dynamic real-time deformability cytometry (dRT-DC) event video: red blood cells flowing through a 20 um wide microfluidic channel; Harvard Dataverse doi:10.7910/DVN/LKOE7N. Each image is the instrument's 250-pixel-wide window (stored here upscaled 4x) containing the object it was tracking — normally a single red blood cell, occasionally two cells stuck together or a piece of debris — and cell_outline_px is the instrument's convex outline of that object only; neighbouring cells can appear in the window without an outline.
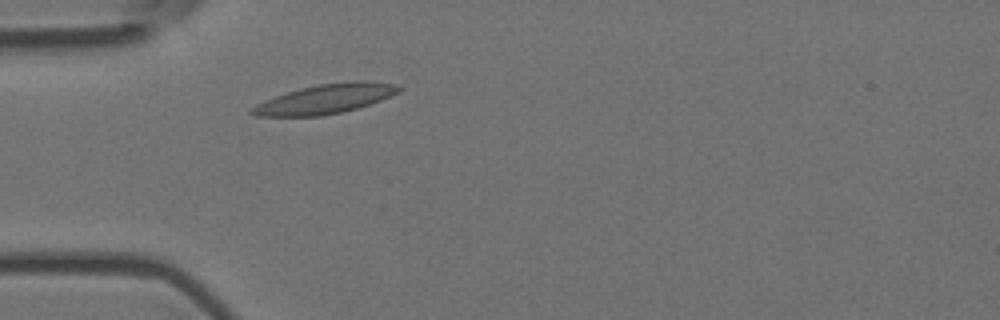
{"species": "Egyptian fruit bat (a non-hibernating species)", "species_latin": "Rousettus aegyptiacus", "temperature_condition": "room temperature", "stored_images_in_passage": 3, "camera_frame_rate_fps": 3000, "um_per_image_px": 0.085, "animal": {"sex": "female"}, "frame": {"image": 1, "passage_image": 3, "time_ms": 0.667, "image_size_px": [1000, 320], "cell_outline_px": [[404, 88], [400, 92], [380, 100], [356, 108], [340, 112], [320, 116], [256, 116], [248, 112], [256, 104], [264, 100], [300, 88], [320, 84], [352, 80], [368, 80], [396, 84]], "centroid_in_image_um": [27.68, 8.39], "position_along_channel_um": 57.3, "area_um2": 25.14}}